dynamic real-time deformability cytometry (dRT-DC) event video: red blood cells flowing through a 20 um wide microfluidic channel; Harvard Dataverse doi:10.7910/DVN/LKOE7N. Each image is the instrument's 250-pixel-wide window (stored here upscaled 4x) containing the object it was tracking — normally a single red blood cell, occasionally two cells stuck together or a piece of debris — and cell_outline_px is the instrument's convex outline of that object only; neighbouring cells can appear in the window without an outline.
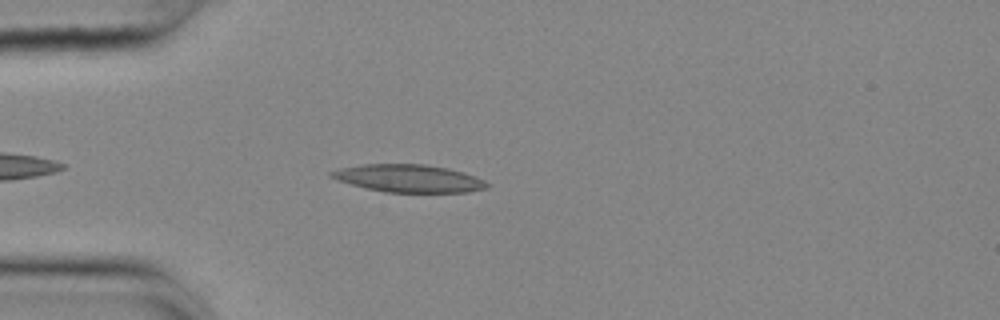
{"species": "common noctule bat (a hibernating species)", "species_latin": "Nyctalus noctula", "temperature_condition": "cold", "stored_images_in_passage": 14, "camera_frame_rate_fps": 3000, "um_per_image_px": 0.085, "animal": {"sex": "female", "body_mass_g": 25.1}, "frame": {"image": 1, "passage_image": 5, "time_ms": 1.333, "image_size_px": [1000, 320], "cell_outline_px": [[488, 188], [468, 192], [384, 192], [336, 180], [328, 176], [328, 172], [340, 168], [360, 164], [424, 164], [448, 168], [464, 172], [484, 180], [488, 184]], "centroid_in_image_um": [34.72, 15.15], "position_along_channel_um": 50.3, "area_um2": 25.09}}
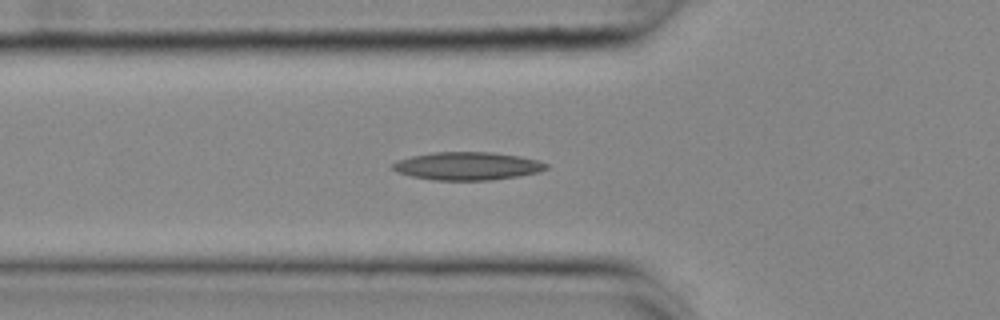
{"frame": {"image": 2, "passage_image": 9, "time_ms": 2.667, "image_size_px": [1000, 320], "cell_outline_px": [[548, 168], [540, 172], [520, 176], [492, 180], [436, 180], [412, 176], [400, 172], [392, 168], [392, 164], [400, 160], [412, 156], [436, 152], [492, 152], [520, 156], [540, 160], [548, 164]], "centroid_in_image_um": [39.82, 14.11], "position_along_channel_um": 86.0, "area_um2": 24.97}}